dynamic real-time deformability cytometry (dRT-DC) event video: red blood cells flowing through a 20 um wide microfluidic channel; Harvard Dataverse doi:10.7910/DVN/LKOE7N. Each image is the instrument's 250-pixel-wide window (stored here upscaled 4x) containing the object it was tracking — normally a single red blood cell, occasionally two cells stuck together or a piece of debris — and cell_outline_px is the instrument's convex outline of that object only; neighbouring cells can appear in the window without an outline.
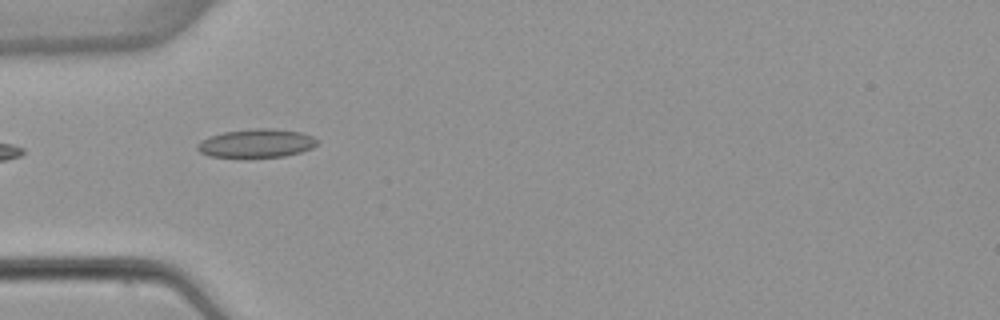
{"species": "common noctule bat (a hibernating species)", "species_latin": "Nyctalus noctula", "temperature_condition": "warm", "stored_images_in_passage": 7, "camera_frame_rate_fps": 3000, "um_per_image_px": 0.085, "animal": {"sex": "female", "body_mass_g": 22.7, "forearm_length_mm": 54.2}, "frame": {"image": 1, "passage_image": 5, "time_ms": 5.333, "image_size_px": [1000, 320], "cell_outline_px": [[320, 140], [312, 148], [300, 152], [284, 156], [208, 156], [200, 152], [196, 148], [196, 144], [208, 136], [224, 132], [252, 128], [272, 128], [300, 132], [312, 136]], "centroid_in_image_um": [21.8, 12.15], "position_along_channel_um": 63.2, "area_um2": 19.71}}
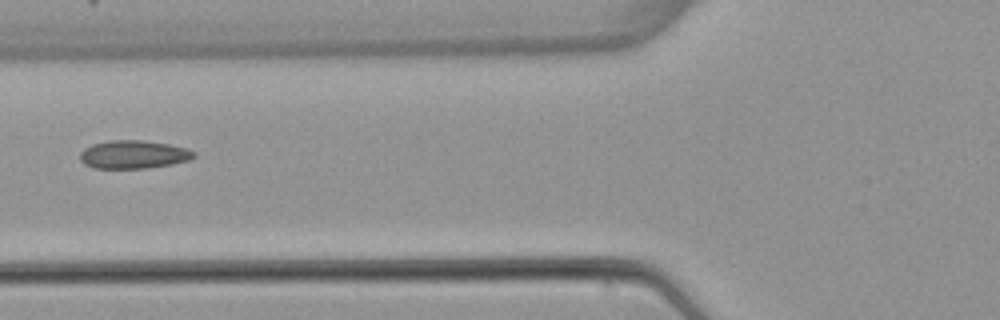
{"frame": {"image": 2, "passage_image": 6, "time_ms": 6.667, "image_size_px": [1000, 320], "cell_outline_px": [[196, 156], [188, 160], [172, 164], [148, 168], [92, 168], [84, 164], [80, 160], [80, 152], [84, 148], [92, 144], [108, 140], [144, 140], [168, 144], [188, 148], [196, 152]], "centroid_in_image_um": [11.34, 13.13], "position_along_channel_um": 114.5, "area_um2": 18.9}}
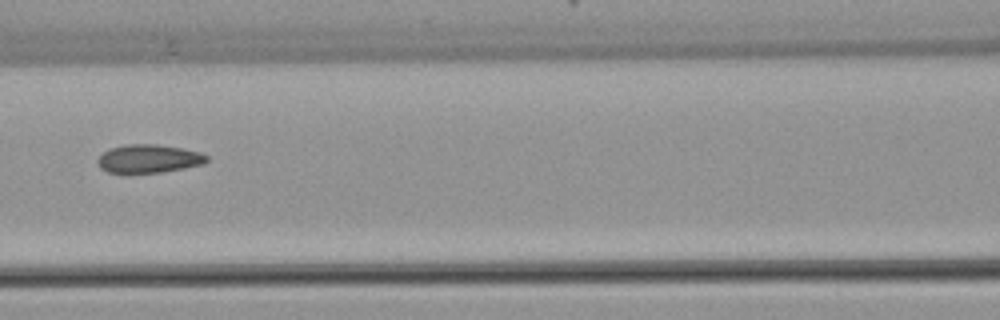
{"frame": {"image": 3, "passage_image": 7, "time_ms": 7.667, "image_size_px": [1000, 320], "cell_outline_px": [[208, 160], [204, 164], [184, 168], [160, 172], [108, 172], [100, 168], [96, 160], [108, 148], [124, 144], [156, 144], [180, 148], [200, 152], [208, 156]], "centroid_in_image_um": [12.63, 13.47], "position_along_channel_um": 154.0, "area_um2": 17.92}}